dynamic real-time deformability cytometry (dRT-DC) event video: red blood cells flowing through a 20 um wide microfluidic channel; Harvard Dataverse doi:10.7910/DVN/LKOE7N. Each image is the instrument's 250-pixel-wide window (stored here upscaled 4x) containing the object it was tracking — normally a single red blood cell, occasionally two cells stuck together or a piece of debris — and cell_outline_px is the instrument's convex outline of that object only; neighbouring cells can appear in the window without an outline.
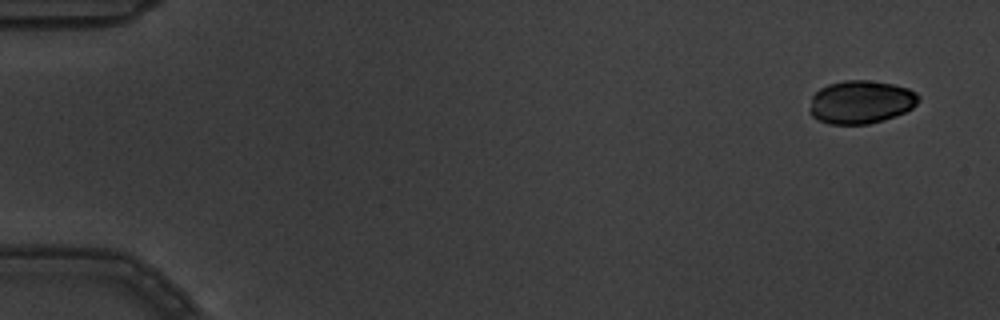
{"species": "common noctule bat (a hibernating species)", "species_latin": "Nyctalus noctula", "temperature_condition": "warm", "stored_images_in_passage": 4, "segment_of_instrument_passage": [2, 2], "camera_frame_rate_fps": 3000, "um_per_image_px": 0.085, "animal": {"sex": "male", "body_mass_g": 19.5, "forearm_length_mm": 54.6}, "frame": {"image": 1, "passage_image": 4, "time_ms": 1.0, "image_size_px": [1000, 320], "cell_outline_px": [[920, 100], [912, 108], [896, 116], [884, 120], [868, 124], [828, 124], [812, 116], [812, 96], [820, 88], [828, 84], [844, 80], [868, 80], [892, 84], [908, 88], [916, 92], [920, 96]], "centroid_in_image_um": [73.22, 8.67], "position_along_channel_um": 11.8, "area_um2": 27.28}}